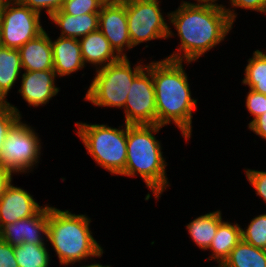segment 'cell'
Returning a JSON list of instances; mask_svg holds the SVG:
<instances>
[{
    "label": "cell",
    "instance_id": "44dd1931",
    "mask_svg": "<svg viewBox=\"0 0 266 267\" xmlns=\"http://www.w3.org/2000/svg\"><path fill=\"white\" fill-rule=\"evenodd\" d=\"M22 70L19 49L0 45V97L5 103Z\"/></svg>",
    "mask_w": 266,
    "mask_h": 267
},
{
    "label": "cell",
    "instance_id": "d6a6232c",
    "mask_svg": "<svg viewBox=\"0 0 266 267\" xmlns=\"http://www.w3.org/2000/svg\"><path fill=\"white\" fill-rule=\"evenodd\" d=\"M248 129L253 131L256 135L266 140V113L256 118Z\"/></svg>",
    "mask_w": 266,
    "mask_h": 267
},
{
    "label": "cell",
    "instance_id": "6da1fadb",
    "mask_svg": "<svg viewBox=\"0 0 266 267\" xmlns=\"http://www.w3.org/2000/svg\"><path fill=\"white\" fill-rule=\"evenodd\" d=\"M181 1L176 10L165 16L169 25L177 30L181 42L166 59L183 61L188 65L224 41L234 23L223 4Z\"/></svg>",
    "mask_w": 266,
    "mask_h": 267
},
{
    "label": "cell",
    "instance_id": "5bb4252c",
    "mask_svg": "<svg viewBox=\"0 0 266 267\" xmlns=\"http://www.w3.org/2000/svg\"><path fill=\"white\" fill-rule=\"evenodd\" d=\"M20 78L22 81L18 92L29 107L44 106L60 92L55 84L57 76L54 70L24 71Z\"/></svg>",
    "mask_w": 266,
    "mask_h": 267
},
{
    "label": "cell",
    "instance_id": "7c38bea8",
    "mask_svg": "<svg viewBox=\"0 0 266 267\" xmlns=\"http://www.w3.org/2000/svg\"><path fill=\"white\" fill-rule=\"evenodd\" d=\"M48 214L49 205L46 204L36 215L4 225L0 229V239L13 246L47 244Z\"/></svg>",
    "mask_w": 266,
    "mask_h": 267
},
{
    "label": "cell",
    "instance_id": "ffe728a7",
    "mask_svg": "<svg viewBox=\"0 0 266 267\" xmlns=\"http://www.w3.org/2000/svg\"><path fill=\"white\" fill-rule=\"evenodd\" d=\"M223 221L221 210L200 215L186 225V229L201 250H208L216 234L219 224Z\"/></svg>",
    "mask_w": 266,
    "mask_h": 267
},
{
    "label": "cell",
    "instance_id": "603a6c76",
    "mask_svg": "<svg viewBox=\"0 0 266 267\" xmlns=\"http://www.w3.org/2000/svg\"><path fill=\"white\" fill-rule=\"evenodd\" d=\"M247 63L242 84L247 85L255 92L266 95V53L255 50Z\"/></svg>",
    "mask_w": 266,
    "mask_h": 267
},
{
    "label": "cell",
    "instance_id": "e575fe53",
    "mask_svg": "<svg viewBox=\"0 0 266 267\" xmlns=\"http://www.w3.org/2000/svg\"><path fill=\"white\" fill-rule=\"evenodd\" d=\"M79 267H111L110 265H102V264H99V263H91V264H82V266H79Z\"/></svg>",
    "mask_w": 266,
    "mask_h": 267
},
{
    "label": "cell",
    "instance_id": "484cf974",
    "mask_svg": "<svg viewBox=\"0 0 266 267\" xmlns=\"http://www.w3.org/2000/svg\"><path fill=\"white\" fill-rule=\"evenodd\" d=\"M103 3L100 0H64L61 11L73 16L99 13Z\"/></svg>",
    "mask_w": 266,
    "mask_h": 267
},
{
    "label": "cell",
    "instance_id": "d590c367",
    "mask_svg": "<svg viewBox=\"0 0 266 267\" xmlns=\"http://www.w3.org/2000/svg\"><path fill=\"white\" fill-rule=\"evenodd\" d=\"M103 4H118L122 3L124 0H100Z\"/></svg>",
    "mask_w": 266,
    "mask_h": 267
},
{
    "label": "cell",
    "instance_id": "30bf717a",
    "mask_svg": "<svg viewBox=\"0 0 266 267\" xmlns=\"http://www.w3.org/2000/svg\"><path fill=\"white\" fill-rule=\"evenodd\" d=\"M127 125L156 124L155 88L152 61L133 79L124 106Z\"/></svg>",
    "mask_w": 266,
    "mask_h": 267
},
{
    "label": "cell",
    "instance_id": "f35d334b",
    "mask_svg": "<svg viewBox=\"0 0 266 267\" xmlns=\"http://www.w3.org/2000/svg\"><path fill=\"white\" fill-rule=\"evenodd\" d=\"M6 103L1 99V97H0V108L3 106V105H5Z\"/></svg>",
    "mask_w": 266,
    "mask_h": 267
},
{
    "label": "cell",
    "instance_id": "9c48e42d",
    "mask_svg": "<svg viewBox=\"0 0 266 267\" xmlns=\"http://www.w3.org/2000/svg\"><path fill=\"white\" fill-rule=\"evenodd\" d=\"M40 19L38 12L10 0L0 12V45L19 49L45 30Z\"/></svg>",
    "mask_w": 266,
    "mask_h": 267
},
{
    "label": "cell",
    "instance_id": "7402d4cb",
    "mask_svg": "<svg viewBox=\"0 0 266 267\" xmlns=\"http://www.w3.org/2000/svg\"><path fill=\"white\" fill-rule=\"evenodd\" d=\"M223 267H266V250L241 240L222 264Z\"/></svg>",
    "mask_w": 266,
    "mask_h": 267
},
{
    "label": "cell",
    "instance_id": "52a82bcc",
    "mask_svg": "<svg viewBox=\"0 0 266 267\" xmlns=\"http://www.w3.org/2000/svg\"><path fill=\"white\" fill-rule=\"evenodd\" d=\"M22 118L10 128L0 151V164L13 175L32 172L42 152V142L35 127L23 122Z\"/></svg>",
    "mask_w": 266,
    "mask_h": 267
},
{
    "label": "cell",
    "instance_id": "8fae6325",
    "mask_svg": "<svg viewBox=\"0 0 266 267\" xmlns=\"http://www.w3.org/2000/svg\"><path fill=\"white\" fill-rule=\"evenodd\" d=\"M98 29L120 57H128L126 50L134 47L131 44L128 31L125 0L118 4L102 5L99 12Z\"/></svg>",
    "mask_w": 266,
    "mask_h": 267
},
{
    "label": "cell",
    "instance_id": "836d02e7",
    "mask_svg": "<svg viewBox=\"0 0 266 267\" xmlns=\"http://www.w3.org/2000/svg\"><path fill=\"white\" fill-rule=\"evenodd\" d=\"M13 174L0 164V197L5 192L7 186L13 181Z\"/></svg>",
    "mask_w": 266,
    "mask_h": 267
},
{
    "label": "cell",
    "instance_id": "3957f363",
    "mask_svg": "<svg viewBox=\"0 0 266 267\" xmlns=\"http://www.w3.org/2000/svg\"><path fill=\"white\" fill-rule=\"evenodd\" d=\"M91 218L86 214L71 213L49 205L47 242L51 244L61 265L85 264L100 258L103 248L93 237ZM84 263H83V262Z\"/></svg>",
    "mask_w": 266,
    "mask_h": 267
},
{
    "label": "cell",
    "instance_id": "d4e9b609",
    "mask_svg": "<svg viewBox=\"0 0 266 267\" xmlns=\"http://www.w3.org/2000/svg\"><path fill=\"white\" fill-rule=\"evenodd\" d=\"M241 236L250 245L266 250V213L255 216L247 227L241 228Z\"/></svg>",
    "mask_w": 266,
    "mask_h": 267
},
{
    "label": "cell",
    "instance_id": "7a4b0ae2",
    "mask_svg": "<svg viewBox=\"0 0 266 267\" xmlns=\"http://www.w3.org/2000/svg\"><path fill=\"white\" fill-rule=\"evenodd\" d=\"M183 61L163 59L152 61L155 88L156 124H174L188 142L192 137V114L197 99L192 98Z\"/></svg>",
    "mask_w": 266,
    "mask_h": 267
},
{
    "label": "cell",
    "instance_id": "d6986e66",
    "mask_svg": "<svg viewBox=\"0 0 266 267\" xmlns=\"http://www.w3.org/2000/svg\"><path fill=\"white\" fill-rule=\"evenodd\" d=\"M241 228L238 223L223 220L219 224L212 243L208 248L212 253L211 257H208L206 261L214 260L218 265H222L232 249L242 240Z\"/></svg>",
    "mask_w": 266,
    "mask_h": 267
},
{
    "label": "cell",
    "instance_id": "4316f807",
    "mask_svg": "<svg viewBox=\"0 0 266 267\" xmlns=\"http://www.w3.org/2000/svg\"><path fill=\"white\" fill-rule=\"evenodd\" d=\"M22 117L17 106L6 103L0 108V151L10 128Z\"/></svg>",
    "mask_w": 266,
    "mask_h": 267
},
{
    "label": "cell",
    "instance_id": "4dcf8cb0",
    "mask_svg": "<svg viewBox=\"0 0 266 267\" xmlns=\"http://www.w3.org/2000/svg\"><path fill=\"white\" fill-rule=\"evenodd\" d=\"M248 182L253 186L257 196L261 197L266 203V171L245 169Z\"/></svg>",
    "mask_w": 266,
    "mask_h": 267
},
{
    "label": "cell",
    "instance_id": "4fadbf2b",
    "mask_svg": "<svg viewBox=\"0 0 266 267\" xmlns=\"http://www.w3.org/2000/svg\"><path fill=\"white\" fill-rule=\"evenodd\" d=\"M44 205H40L33 195L12 182L0 197V229L17 220L36 215Z\"/></svg>",
    "mask_w": 266,
    "mask_h": 267
},
{
    "label": "cell",
    "instance_id": "ac0fdd59",
    "mask_svg": "<svg viewBox=\"0 0 266 267\" xmlns=\"http://www.w3.org/2000/svg\"><path fill=\"white\" fill-rule=\"evenodd\" d=\"M50 20L61 28V37L80 39L90 32L98 30L99 13L70 15L61 10L55 12Z\"/></svg>",
    "mask_w": 266,
    "mask_h": 267
},
{
    "label": "cell",
    "instance_id": "83f0119b",
    "mask_svg": "<svg viewBox=\"0 0 266 267\" xmlns=\"http://www.w3.org/2000/svg\"><path fill=\"white\" fill-rule=\"evenodd\" d=\"M230 7L223 5L227 15L230 20L234 23L236 21L237 13H235L236 8H242L245 10L256 11L264 13L266 15V0H229ZM233 7V8H232Z\"/></svg>",
    "mask_w": 266,
    "mask_h": 267
},
{
    "label": "cell",
    "instance_id": "5b68a950",
    "mask_svg": "<svg viewBox=\"0 0 266 267\" xmlns=\"http://www.w3.org/2000/svg\"><path fill=\"white\" fill-rule=\"evenodd\" d=\"M75 131L96 164L114 175H122L127 157V124L113 128L107 124L76 122ZM122 126H125L122 128Z\"/></svg>",
    "mask_w": 266,
    "mask_h": 267
},
{
    "label": "cell",
    "instance_id": "f546056e",
    "mask_svg": "<svg viewBox=\"0 0 266 267\" xmlns=\"http://www.w3.org/2000/svg\"><path fill=\"white\" fill-rule=\"evenodd\" d=\"M22 5L29 7L31 10L41 14L45 9L46 14L50 17L62 7L64 0H18Z\"/></svg>",
    "mask_w": 266,
    "mask_h": 267
},
{
    "label": "cell",
    "instance_id": "8d00e7d4",
    "mask_svg": "<svg viewBox=\"0 0 266 267\" xmlns=\"http://www.w3.org/2000/svg\"><path fill=\"white\" fill-rule=\"evenodd\" d=\"M10 0H0V12L2 8L9 2Z\"/></svg>",
    "mask_w": 266,
    "mask_h": 267
},
{
    "label": "cell",
    "instance_id": "1f68e13d",
    "mask_svg": "<svg viewBox=\"0 0 266 267\" xmlns=\"http://www.w3.org/2000/svg\"><path fill=\"white\" fill-rule=\"evenodd\" d=\"M0 267H18L14 246L0 239Z\"/></svg>",
    "mask_w": 266,
    "mask_h": 267
},
{
    "label": "cell",
    "instance_id": "74e56055",
    "mask_svg": "<svg viewBox=\"0 0 266 267\" xmlns=\"http://www.w3.org/2000/svg\"><path fill=\"white\" fill-rule=\"evenodd\" d=\"M195 2L196 1H199V2H214V3H216L217 1H219V0H194Z\"/></svg>",
    "mask_w": 266,
    "mask_h": 267
},
{
    "label": "cell",
    "instance_id": "e0dca14e",
    "mask_svg": "<svg viewBox=\"0 0 266 267\" xmlns=\"http://www.w3.org/2000/svg\"><path fill=\"white\" fill-rule=\"evenodd\" d=\"M79 42L84 64L94 65L96 70L121 58L110 46L108 39L99 29L80 38Z\"/></svg>",
    "mask_w": 266,
    "mask_h": 267
},
{
    "label": "cell",
    "instance_id": "cb8c5ba5",
    "mask_svg": "<svg viewBox=\"0 0 266 267\" xmlns=\"http://www.w3.org/2000/svg\"><path fill=\"white\" fill-rule=\"evenodd\" d=\"M46 245L23 243L14 246L18 267H49L51 257Z\"/></svg>",
    "mask_w": 266,
    "mask_h": 267
},
{
    "label": "cell",
    "instance_id": "9a60e30c",
    "mask_svg": "<svg viewBox=\"0 0 266 267\" xmlns=\"http://www.w3.org/2000/svg\"><path fill=\"white\" fill-rule=\"evenodd\" d=\"M53 70L57 77L70 76L82 70L86 65L81 55V46L78 39L58 36L52 40Z\"/></svg>",
    "mask_w": 266,
    "mask_h": 267
},
{
    "label": "cell",
    "instance_id": "8992f818",
    "mask_svg": "<svg viewBox=\"0 0 266 267\" xmlns=\"http://www.w3.org/2000/svg\"><path fill=\"white\" fill-rule=\"evenodd\" d=\"M146 66L147 64L138 62L132 68L128 57H121L118 61L96 70L84 101L98 107L124 109L133 79Z\"/></svg>",
    "mask_w": 266,
    "mask_h": 267
},
{
    "label": "cell",
    "instance_id": "277c9868",
    "mask_svg": "<svg viewBox=\"0 0 266 267\" xmlns=\"http://www.w3.org/2000/svg\"><path fill=\"white\" fill-rule=\"evenodd\" d=\"M163 127L157 124L127 125L126 166L121 175L141 177L156 200L170 187L162 143L155 137Z\"/></svg>",
    "mask_w": 266,
    "mask_h": 267
},
{
    "label": "cell",
    "instance_id": "ba28073f",
    "mask_svg": "<svg viewBox=\"0 0 266 267\" xmlns=\"http://www.w3.org/2000/svg\"><path fill=\"white\" fill-rule=\"evenodd\" d=\"M159 1L125 0L128 31L133 47L154 39L165 40L175 36L162 15Z\"/></svg>",
    "mask_w": 266,
    "mask_h": 267
},
{
    "label": "cell",
    "instance_id": "f1b7e54d",
    "mask_svg": "<svg viewBox=\"0 0 266 267\" xmlns=\"http://www.w3.org/2000/svg\"><path fill=\"white\" fill-rule=\"evenodd\" d=\"M247 97L245 100L247 111L252 115V120L248 126L259 116L266 113V95L255 92L252 89H248Z\"/></svg>",
    "mask_w": 266,
    "mask_h": 267
},
{
    "label": "cell",
    "instance_id": "2e32d148",
    "mask_svg": "<svg viewBox=\"0 0 266 267\" xmlns=\"http://www.w3.org/2000/svg\"><path fill=\"white\" fill-rule=\"evenodd\" d=\"M23 71L53 70L51 37L44 30L19 48Z\"/></svg>",
    "mask_w": 266,
    "mask_h": 267
}]
</instances>
